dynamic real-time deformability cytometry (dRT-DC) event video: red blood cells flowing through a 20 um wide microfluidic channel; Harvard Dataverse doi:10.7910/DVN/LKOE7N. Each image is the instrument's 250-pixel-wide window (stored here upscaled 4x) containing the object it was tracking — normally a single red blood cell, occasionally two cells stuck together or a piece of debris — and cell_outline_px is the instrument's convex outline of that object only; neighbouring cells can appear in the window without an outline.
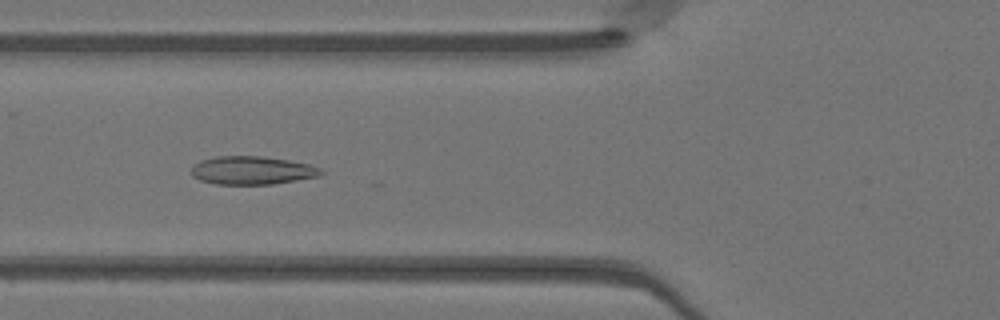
{"species": "Egyptian fruit bat (a non-hibernating species)", "species_latin": "Rousettus aegyptiacus", "temperature_condition": "warm", "stored_images_in_passage": 43, "camera_frame_rate_fps": 3000, "um_per_image_px": 0.085, "animal": {"sex": "female"}, "frame": {"image": 1, "passage_image": 19, "time_ms": 6.0, "image_size_px": [1000, 320], "cell_outline_px": [[324, 172], [320, 176], [272, 184], [216, 184], [200, 180], [192, 176], [192, 164], [200, 160], [216, 156], [264, 156], [288, 160], [308, 164], [320, 168]], "centroid_in_image_um": [21.4, 14.47], "position_along_channel_um": 104.4, "area_um2": 21.39}}
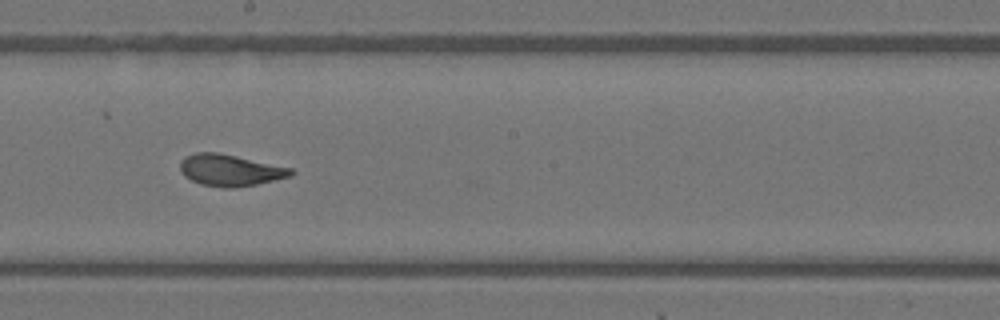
{"frame": {"image": 2, "passage_image": 28, "time_ms": 9.0, "image_size_px": [1000, 320], "cell_outline_px": [[296, 172], [292, 176], [256, 184], [232, 188], [224, 188], [200, 184], [184, 176], [180, 172], [180, 160], [184, 156], [196, 152], [216, 152], [236, 156], [292, 168]], "centroid_in_image_um": [19.54, 14.47], "position_along_channel_um": 228.7, "area_um2": 20.46}}
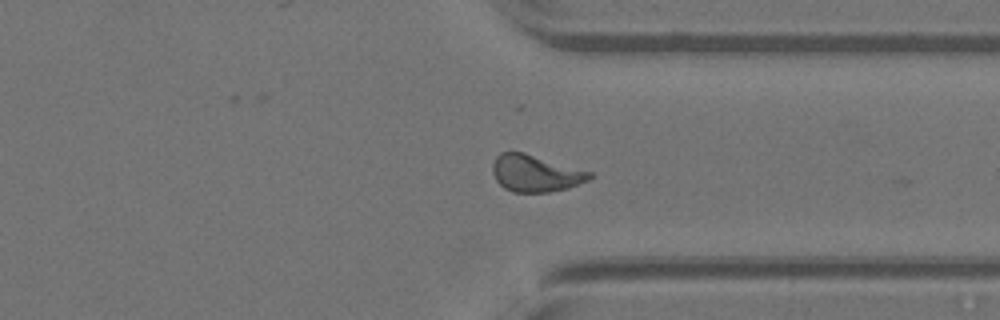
{"frame": {"image": 3, "passage_image": 38, "time_ms": 12.333, "image_size_px": [1000, 320], "cell_outline_px": [[592, 176], [588, 180], [568, 188], [548, 192], [512, 192], [504, 188], [496, 180], [492, 172], [492, 164], [496, 156], [500, 152], [524, 152], [592, 172]], "centroid_in_image_um": [45.49, 14.73], "position_along_channel_um": 365.9, "area_um2": 20.81}, "authors_computed_cell_mechanics": {"area_um2": 20.808, "velocity_mm_per_s": 4.127, "shape_relaxation_time_tau1_ms": null, "shape_relaxation_time_tau2_ms": 1.225, "deformation_change_tau1": null, "deformation_change_tau2": 0.0306}}